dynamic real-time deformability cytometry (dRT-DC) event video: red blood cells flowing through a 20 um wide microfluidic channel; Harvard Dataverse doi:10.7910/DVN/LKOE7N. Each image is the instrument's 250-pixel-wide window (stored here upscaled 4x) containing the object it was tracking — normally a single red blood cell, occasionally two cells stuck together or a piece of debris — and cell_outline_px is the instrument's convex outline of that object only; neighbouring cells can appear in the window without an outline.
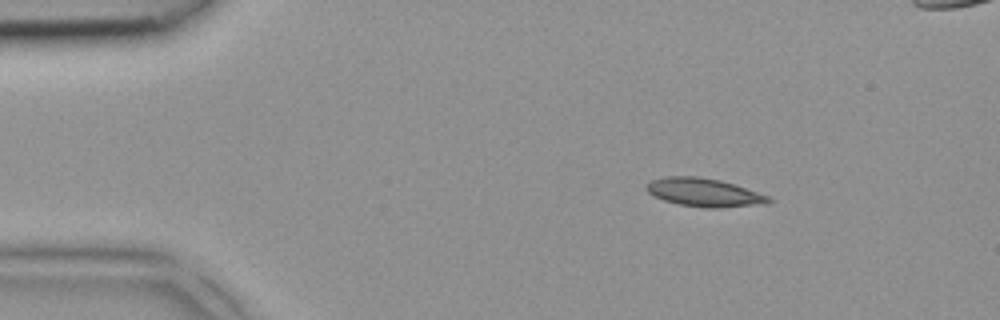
{"species": "common noctule bat (a hibernating species)", "species_latin": "Nyctalus noctula", "temperature_condition": "room temperature", "stored_images_in_passage": 4, "camera_frame_rate_fps": 3000, "um_per_image_px": 0.085, "animal": {"sex": "female", "body_mass_g": 18.4}, "frame": {"image": 1, "passage_image": 1, "time_ms": 0.0, "image_size_px": [1000, 320], "cell_outline_px": [[772, 200], [768, 204], [716, 208], [704, 208], [680, 204], [664, 200], [648, 192], [644, 188], [652, 180], [664, 176], [696, 176], [720, 180], [768, 196]], "centroid_in_image_um": [59.84, 16.36], "position_along_channel_um": 25.2, "area_um2": 19.94}}